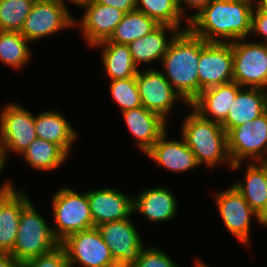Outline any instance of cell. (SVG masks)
<instances>
[{"instance_id": "38", "label": "cell", "mask_w": 267, "mask_h": 267, "mask_svg": "<svg viewBox=\"0 0 267 267\" xmlns=\"http://www.w3.org/2000/svg\"><path fill=\"white\" fill-rule=\"evenodd\" d=\"M9 164L3 154V152L0 150V179H2L1 175L4 173V170L6 172V168H8ZM7 177L6 179L4 178V181L0 182V195L9 192L12 190L16 185V183Z\"/></svg>"}, {"instance_id": "43", "label": "cell", "mask_w": 267, "mask_h": 267, "mask_svg": "<svg viewBox=\"0 0 267 267\" xmlns=\"http://www.w3.org/2000/svg\"><path fill=\"white\" fill-rule=\"evenodd\" d=\"M265 184H266V190H267V162H265Z\"/></svg>"}, {"instance_id": "37", "label": "cell", "mask_w": 267, "mask_h": 267, "mask_svg": "<svg viewBox=\"0 0 267 267\" xmlns=\"http://www.w3.org/2000/svg\"><path fill=\"white\" fill-rule=\"evenodd\" d=\"M97 3L112 6L124 13L136 10V0H93Z\"/></svg>"}, {"instance_id": "25", "label": "cell", "mask_w": 267, "mask_h": 267, "mask_svg": "<svg viewBox=\"0 0 267 267\" xmlns=\"http://www.w3.org/2000/svg\"><path fill=\"white\" fill-rule=\"evenodd\" d=\"M267 110V90L242 87L230 106L226 120L221 124L225 132L252 122Z\"/></svg>"}, {"instance_id": "29", "label": "cell", "mask_w": 267, "mask_h": 267, "mask_svg": "<svg viewBox=\"0 0 267 267\" xmlns=\"http://www.w3.org/2000/svg\"><path fill=\"white\" fill-rule=\"evenodd\" d=\"M159 24L146 14L133 10L124 14L108 39L110 42L129 44L130 42L150 34Z\"/></svg>"}, {"instance_id": "14", "label": "cell", "mask_w": 267, "mask_h": 267, "mask_svg": "<svg viewBox=\"0 0 267 267\" xmlns=\"http://www.w3.org/2000/svg\"><path fill=\"white\" fill-rule=\"evenodd\" d=\"M78 8L82 14L78 18L75 15V28L79 29L82 41L91 50L95 44L110 38L125 14L93 0L82 3Z\"/></svg>"}, {"instance_id": "41", "label": "cell", "mask_w": 267, "mask_h": 267, "mask_svg": "<svg viewBox=\"0 0 267 267\" xmlns=\"http://www.w3.org/2000/svg\"><path fill=\"white\" fill-rule=\"evenodd\" d=\"M193 266L192 267H213L209 263L207 264L204 260H202L200 257L193 259Z\"/></svg>"}, {"instance_id": "28", "label": "cell", "mask_w": 267, "mask_h": 267, "mask_svg": "<svg viewBox=\"0 0 267 267\" xmlns=\"http://www.w3.org/2000/svg\"><path fill=\"white\" fill-rule=\"evenodd\" d=\"M31 48L20 32L0 31V63L9 69L21 71L26 67L34 56Z\"/></svg>"}, {"instance_id": "22", "label": "cell", "mask_w": 267, "mask_h": 267, "mask_svg": "<svg viewBox=\"0 0 267 267\" xmlns=\"http://www.w3.org/2000/svg\"><path fill=\"white\" fill-rule=\"evenodd\" d=\"M25 188L21 184L0 195V253H10L15 245L21 211L32 200Z\"/></svg>"}, {"instance_id": "18", "label": "cell", "mask_w": 267, "mask_h": 267, "mask_svg": "<svg viewBox=\"0 0 267 267\" xmlns=\"http://www.w3.org/2000/svg\"><path fill=\"white\" fill-rule=\"evenodd\" d=\"M168 129L152 148L145 154V157L155 163L154 168H161L169 173L181 174L196 171L201 166L197 163L195 154L185 144L184 140L170 138Z\"/></svg>"}, {"instance_id": "39", "label": "cell", "mask_w": 267, "mask_h": 267, "mask_svg": "<svg viewBox=\"0 0 267 267\" xmlns=\"http://www.w3.org/2000/svg\"><path fill=\"white\" fill-rule=\"evenodd\" d=\"M0 267H22V265L11 254L0 253Z\"/></svg>"}, {"instance_id": "21", "label": "cell", "mask_w": 267, "mask_h": 267, "mask_svg": "<svg viewBox=\"0 0 267 267\" xmlns=\"http://www.w3.org/2000/svg\"><path fill=\"white\" fill-rule=\"evenodd\" d=\"M242 168L244 169L243 180H238L239 178H237L232 186L244 197L250 207L267 225L265 162H246V164H244V162L236 163L232 165L231 170L234 172L239 171Z\"/></svg>"}, {"instance_id": "32", "label": "cell", "mask_w": 267, "mask_h": 267, "mask_svg": "<svg viewBox=\"0 0 267 267\" xmlns=\"http://www.w3.org/2000/svg\"><path fill=\"white\" fill-rule=\"evenodd\" d=\"M108 90L120 113L142 106L136 76L109 81Z\"/></svg>"}, {"instance_id": "11", "label": "cell", "mask_w": 267, "mask_h": 267, "mask_svg": "<svg viewBox=\"0 0 267 267\" xmlns=\"http://www.w3.org/2000/svg\"><path fill=\"white\" fill-rule=\"evenodd\" d=\"M226 134L233 164L267 162V110L252 122L232 128Z\"/></svg>"}, {"instance_id": "36", "label": "cell", "mask_w": 267, "mask_h": 267, "mask_svg": "<svg viewBox=\"0 0 267 267\" xmlns=\"http://www.w3.org/2000/svg\"><path fill=\"white\" fill-rule=\"evenodd\" d=\"M212 0H177L180 12L189 22L202 9H204ZM187 8V9H186ZM188 10L190 12H188Z\"/></svg>"}, {"instance_id": "24", "label": "cell", "mask_w": 267, "mask_h": 267, "mask_svg": "<svg viewBox=\"0 0 267 267\" xmlns=\"http://www.w3.org/2000/svg\"><path fill=\"white\" fill-rule=\"evenodd\" d=\"M242 87L230 82L205 89L189 104L202 118L222 124Z\"/></svg>"}, {"instance_id": "27", "label": "cell", "mask_w": 267, "mask_h": 267, "mask_svg": "<svg viewBox=\"0 0 267 267\" xmlns=\"http://www.w3.org/2000/svg\"><path fill=\"white\" fill-rule=\"evenodd\" d=\"M70 155L59 145L43 140L35 139L19 158L26 163L27 167L34 171L52 173L67 165Z\"/></svg>"}, {"instance_id": "3", "label": "cell", "mask_w": 267, "mask_h": 267, "mask_svg": "<svg viewBox=\"0 0 267 267\" xmlns=\"http://www.w3.org/2000/svg\"><path fill=\"white\" fill-rule=\"evenodd\" d=\"M188 113L180 117L182 120L179 135L195 154L197 163L212 174L217 167L226 168L233 165L227 148V134L222 125L202 118L190 106ZM182 118V119H181ZM217 166V167H216Z\"/></svg>"}, {"instance_id": "13", "label": "cell", "mask_w": 267, "mask_h": 267, "mask_svg": "<svg viewBox=\"0 0 267 267\" xmlns=\"http://www.w3.org/2000/svg\"><path fill=\"white\" fill-rule=\"evenodd\" d=\"M135 221L132 214L124 220L106 222L96 226L109 247L117 267H126L135 263L141 250L145 247L146 243L142 234L139 233L141 231Z\"/></svg>"}, {"instance_id": "4", "label": "cell", "mask_w": 267, "mask_h": 267, "mask_svg": "<svg viewBox=\"0 0 267 267\" xmlns=\"http://www.w3.org/2000/svg\"><path fill=\"white\" fill-rule=\"evenodd\" d=\"M51 195L52 231L55 238L61 242L70 234L94 227L87 191H77L74 188L60 186Z\"/></svg>"}, {"instance_id": "10", "label": "cell", "mask_w": 267, "mask_h": 267, "mask_svg": "<svg viewBox=\"0 0 267 267\" xmlns=\"http://www.w3.org/2000/svg\"><path fill=\"white\" fill-rule=\"evenodd\" d=\"M233 82L241 87L267 90V44L250 38L231 43Z\"/></svg>"}, {"instance_id": "26", "label": "cell", "mask_w": 267, "mask_h": 267, "mask_svg": "<svg viewBox=\"0 0 267 267\" xmlns=\"http://www.w3.org/2000/svg\"><path fill=\"white\" fill-rule=\"evenodd\" d=\"M101 53L103 76L108 80L134 77L139 69L135 65L128 44L110 42L108 39L92 46ZM101 50V51H100Z\"/></svg>"}, {"instance_id": "2", "label": "cell", "mask_w": 267, "mask_h": 267, "mask_svg": "<svg viewBox=\"0 0 267 267\" xmlns=\"http://www.w3.org/2000/svg\"><path fill=\"white\" fill-rule=\"evenodd\" d=\"M207 42L189 30L181 31L169 45L158 69L190 104L199 95L198 62Z\"/></svg>"}, {"instance_id": "23", "label": "cell", "mask_w": 267, "mask_h": 267, "mask_svg": "<svg viewBox=\"0 0 267 267\" xmlns=\"http://www.w3.org/2000/svg\"><path fill=\"white\" fill-rule=\"evenodd\" d=\"M54 108L43 109L35 114V131L38 138L61 146L70 156L75 143L80 140L79 132L70 119Z\"/></svg>"}, {"instance_id": "35", "label": "cell", "mask_w": 267, "mask_h": 267, "mask_svg": "<svg viewBox=\"0 0 267 267\" xmlns=\"http://www.w3.org/2000/svg\"><path fill=\"white\" fill-rule=\"evenodd\" d=\"M249 38L255 39L254 41L257 39V42L267 44V13L260 11L256 6L252 12L251 34Z\"/></svg>"}, {"instance_id": "8", "label": "cell", "mask_w": 267, "mask_h": 267, "mask_svg": "<svg viewBox=\"0 0 267 267\" xmlns=\"http://www.w3.org/2000/svg\"><path fill=\"white\" fill-rule=\"evenodd\" d=\"M70 11L68 5L60 0H36L20 34L34 44L65 29L72 31L75 29V16Z\"/></svg>"}, {"instance_id": "31", "label": "cell", "mask_w": 267, "mask_h": 267, "mask_svg": "<svg viewBox=\"0 0 267 267\" xmlns=\"http://www.w3.org/2000/svg\"><path fill=\"white\" fill-rule=\"evenodd\" d=\"M36 0H1L0 31L21 32Z\"/></svg>"}, {"instance_id": "15", "label": "cell", "mask_w": 267, "mask_h": 267, "mask_svg": "<svg viewBox=\"0 0 267 267\" xmlns=\"http://www.w3.org/2000/svg\"><path fill=\"white\" fill-rule=\"evenodd\" d=\"M172 190V191H171ZM175 192L169 185L155 184L146 186L133 195V215L143 221L156 225V223H171L179 214L180 203Z\"/></svg>"}, {"instance_id": "7", "label": "cell", "mask_w": 267, "mask_h": 267, "mask_svg": "<svg viewBox=\"0 0 267 267\" xmlns=\"http://www.w3.org/2000/svg\"><path fill=\"white\" fill-rule=\"evenodd\" d=\"M37 138L35 114L30 109L16 101L0 107V150L8 162L11 154L20 156Z\"/></svg>"}, {"instance_id": "19", "label": "cell", "mask_w": 267, "mask_h": 267, "mask_svg": "<svg viewBox=\"0 0 267 267\" xmlns=\"http://www.w3.org/2000/svg\"><path fill=\"white\" fill-rule=\"evenodd\" d=\"M120 115L134 139L133 145L144 155L170 129V123L143 106L125 110Z\"/></svg>"}, {"instance_id": "12", "label": "cell", "mask_w": 267, "mask_h": 267, "mask_svg": "<svg viewBox=\"0 0 267 267\" xmlns=\"http://www.w3.org/2000/svg\"><path fill=\"white\" fill-rule=\"evenodd\" d=\"M60 245L65 250L69 267H117L96 227L70 234Z\"/></svg>"}, {"instance_id": "5", "label": "cell", "mask_w": 267, "mask_h": 267, "mask_svg": "<svg viewBox=\"0 0 267 267\" xmlns=\"http://www.w3.org/2000/svg\"><path fill=\"white\" fill-rule=\"evenodd\" d=\"M35 206L31 200L21 211L16 242L9 253L19 262L51 252L60 245L53 234L52 223Z\"/></svg>"}, {"instance_id": "9", "label": "cell", "mask_w": 267, "mask_h": 267, "mask_svg": "<svg viewBox=\"0 0 267 267\" xmlns=\"http://www.w3.org/2000/svg\"><path fill=\"white\" fill-rule=\"evenodd\" d=\"M136 82L142 106L160 115L168 123L173 122L170 117L181 108V104L189 109V104L171 86L158 68L139 69Z\"/></svg>"}, {"instance_id": "33", "label": "cell", "mask_w": 267, "mask_h": 267, "mask_svg": "<svg viewBox=\"0 0 267 267\" xmlns=\"http://www.w3.org/2000/svg\"><path fill=\"white\" fill-rule=\"evenodd\" d=\"M153 244V245H152ZM126 267H182L160 246L154 243L145 245L135 263ZM184 267V266H183Z\"/></svg>"}, {"instance_id": "6", "label": "cell", "mask_w": 267, "mask_h": 267, "mask_svg": "<svg viewBox=\"0 0 267 267\" xmlns=\"http://www.w3.org/2000/svg\"><path fill=\"white\" fill-rule=\"evenodd\" d=\"M213 203L216 205V210L219 213L223 227L230 233L245 250L251 248V237L253 231V221L259 228L265 229L267 225L256 214V212L246 202L244 197L231 185L227 188L223 187L220 191L216 190L211 193Z\"/></svg>"}, {"instance_id": "16", "label": "cell", "mask_w": 267, "mask_h": 267, "mask_svg": "<svg viewBox=\"0 0 267 267\" xmlns=\"http://www.w3.org/2000/svg\"><path fill=\"white\" fill-rule=\"evenodd\" d=\"M199 94L218 85L233 82L231 43L207 42L200 50L198 62Z\"/></svg>"}, {"instance_id": "34", "label": "cell", "mask_w": 267, "mask_h": 267, "mask_svg": "<svg viewBox=\"0 0 267 267\" xmlns=\"http://www.w3.org/2000/svg\"><path fill=\"white\" fill-rule=\"evenodd\" d=\"M22 267H69L64 248L58 245L51 252L21 262Z\"/></svg>"}, {"instance_id": "17", "label": "cell", "mask_w": 267, "mask_h": 267, "mask_svg": "<svg viewBox=\"0 0 267 267\" xmlns=\"http://www.w3.org/2000/svg\"><path fill=\"white\" fill-rule=\"evenodd\" d=\"M94 227L129 218L133 214V194L127 195L114 186H101L87 190Z\"/></svg>"}, {"instance_id": "30", "label": "cell", "mask_w": 267, "mask_h": 267, "mask_svg": "<svg viewBox=\"0 0 267 267\" xmlns=\"http://www.w3.org/2000/svg\"><path fill=\"white\" fill-rule=\"evenodd\" d=\"M136 10L154 19L159 25L188 30L189 22L180 12L177 0H136Z\"/></svg>"}, {"instance_id": "20", "label": "cell", "mask_w": 267, "mask_h": 267, "mask_svg": "<svg viewBox=\"0 0 267 267\" xmlns=\"http://www.w3.org/2000/svg\"><path fill=\"white\" fill-rule=\"evenodd\" d=\"M180 32L178 27L159 25L150 34L130 42L128 47L138 69L158 68L169 45Z\"/></svg>"}, {"instance_id": "40", "label": "cell", "mask_w": 267, "mask_h": 267, "mask_svg": "<svg viewBox=\"0 0 267 267\" xmlns=\"http://www.w3.org/2000/svg\"><path fill=\"white\" fill-rule=\"evenodd\" d=\"M254 3L260 11L267 13V0H254Z\"/></svg>"}, {"instance_id": "42", "label": "cell", "mask_w": 267, "mask_h": 267, "mask_svg": "<svg viewBox=\"0 0 267 267\" xmlns=\"http://www.w3.org/2000/svg\"><path fill=\"white\" fill-rule=\"evenodd\" d=\"M68 5H70V3L76 7H79L82 3L90 1V0H60Z\"/></svg>"}, {"instance_id": "1", "label": "cell", "mask_w": 267, "mask_h": 267, "mask_svg": "<svg viewBox=\"0 0 267 267\" xmlns=\"http://www.w3.org/2000/svg\"><path fill=\"white\" fill-rule=\"evenodd\" d=\"M254 7V0H212L189 21L188 30L206 42L249 38Z\"/></svg>"}]
</instances>
